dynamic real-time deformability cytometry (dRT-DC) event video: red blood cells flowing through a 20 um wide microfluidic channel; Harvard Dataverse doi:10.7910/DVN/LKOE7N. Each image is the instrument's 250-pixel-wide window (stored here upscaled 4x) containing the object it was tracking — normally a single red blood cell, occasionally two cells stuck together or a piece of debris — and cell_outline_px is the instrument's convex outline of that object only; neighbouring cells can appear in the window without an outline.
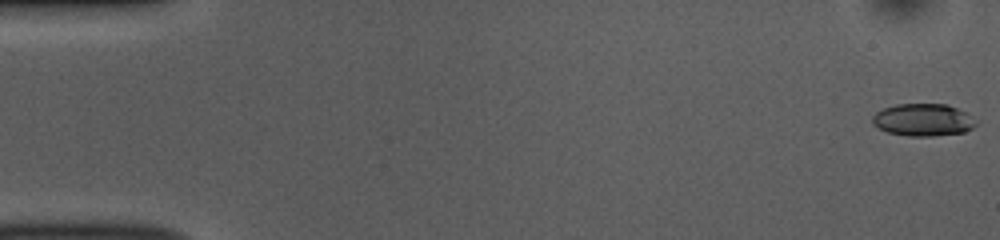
{"species": "common noctule bat (a hibernating species)", "species_latin": "Nyctalus noctula", "temperature_condition": "room temperature", "stored_images_in_passage": 52, "camera_frame_rate_fps": 3000, "um_per_image_px": 0.085, "animal": {"sex": "female", "body_mass_g": 10.0, "forearm_length_mm": 53.1}, "frame": {"image": 1, "passage_image": 1, "time_ms": 0.0, "image_size_px": [1000, 240], "cell_outline_px": [[980, 120], [972, 128], [964, 132], [936, 136], [908, 136], [888, 132], [872, 124], [872, 116], [876, 112], [884, 108], [896, 104], [948, 104], [968, 112]], "centroid_in_image_um": [78.53, 10.18], "position_along_channel_um": 6.5, "area_um2": 19.88}}
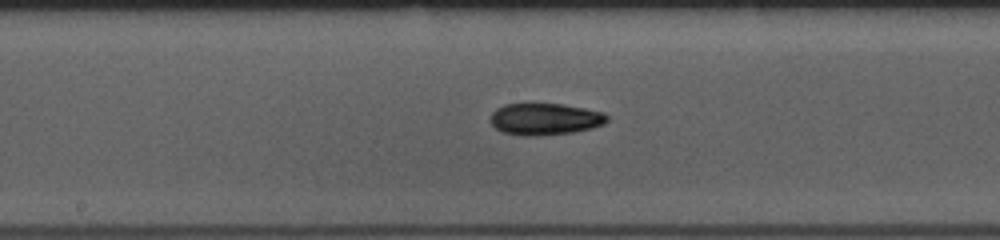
{"frame": {"image": 2, "passage_image": 27, "time_ms": 8.667, "image_size_px": [1000, 240], "cell_outline_px": [[608, 120], [604, 124], [592, 128], [572, 132], [536, 136], [524, 136], [504, 132], [496, 128], [492, 124], [492, 112], [496, 108], [504, 104], [564, 104], [604, 112], [608, 116]], "centroid_in_image_um": [46.35, 10.12], "position_along_channel_um": 201.8, "area_um2": 21.5}}
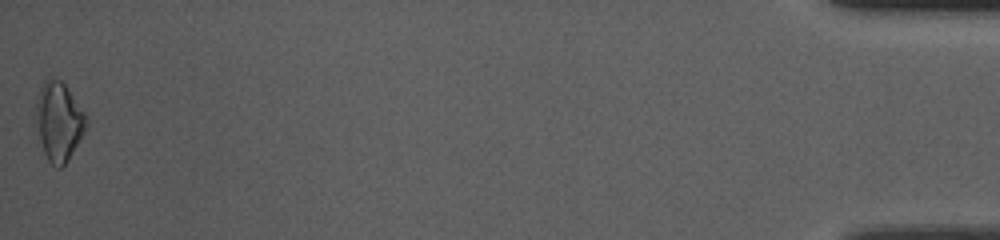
{"frame": {"image": 3, "passage_image": 52, "time_ms": 17.0, "image_size_px": [1000, 240], "cell_outline_px": [[88, 124], [80, 140], [68, 160], [60, 168], [56, 168], [48, 160], [44, 152], [40, 140], [36, 116], [36, 96], [44, 80], [52, 76], [60, 80], [64, 84], [84, 112], [88, 120]], "centroid_in_image_um": [5.0, 10.3], "position_along_channel_um": 430.2, "area_um2": 22.89}, "authors_computed_cell_mechanics": {"area_um2": 20.4034, "velocity_mm_per_s": 3.8773, "shape_relaxation_time_tau1_ms": 4.0373, "shape_relaxation_time_tau2_ms": null, "deformation_change_tau1": 0.153, "deformation_change_tau2": null}}